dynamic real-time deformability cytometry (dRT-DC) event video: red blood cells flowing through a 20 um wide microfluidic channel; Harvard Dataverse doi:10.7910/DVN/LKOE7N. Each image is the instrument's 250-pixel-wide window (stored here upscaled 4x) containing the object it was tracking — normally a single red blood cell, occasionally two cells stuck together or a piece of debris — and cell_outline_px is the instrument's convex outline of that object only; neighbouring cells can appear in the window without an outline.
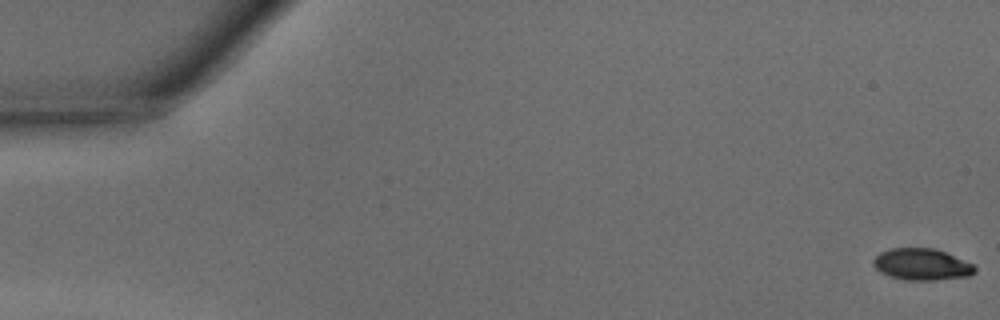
{"species": "common noctule bat (a hibernating species)", "species_latin": "Nyctalus noctula", "temperature_condition": "warm", "stored_images_in_passage": 39, "camera_frame_rate_fps": 3000, "um_per_image_px": 0.085, "animal": {"sex": "male", "body_mass_g": 15.6}, "frame": {"image": 1, "passage_image": 1, "time_ms": 0.0, "image_size_px": [1000, 320], "cell_outline_px": [[976, 272], [968, 276], [936, 280], [904, 280], [880, 272], [872, 264], [872, 260], [880, 252], [888, 248], [936, 248], [972, 264], [976, 268]], "centroid_in_image_um": [78.32, 22.47], "position_along_channel_um": 6.7, "area_um2": 18.67}}
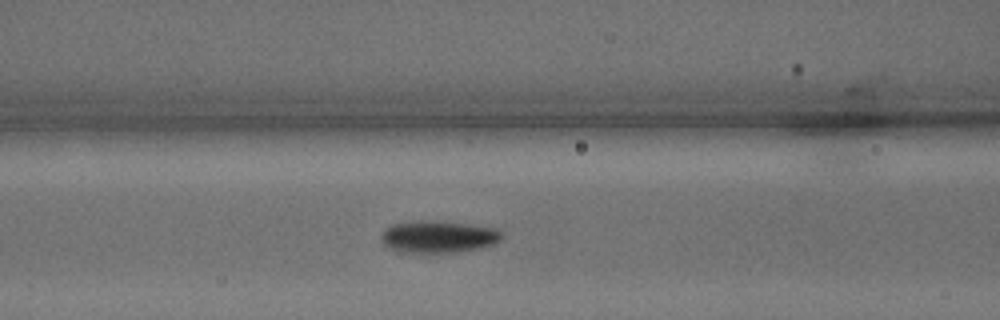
{"frame": {"image": 2, "passage_image": 20, "time_ms": 6.333, "image_size_px": [1000, 320], "cell_outline_px": [[504, 236], [500, 240], [492, 244], [480, 248], [456, 252], [400, 252], [388, 248], [380, 240], [380, 236], [384, 228], [392, 224], [416, 220], [436, 220], [496, 228]], "centroid_in_image_um": [37.2, 20.11], "position_along_channel_um": 129.4, "area_um2": 22.72}}
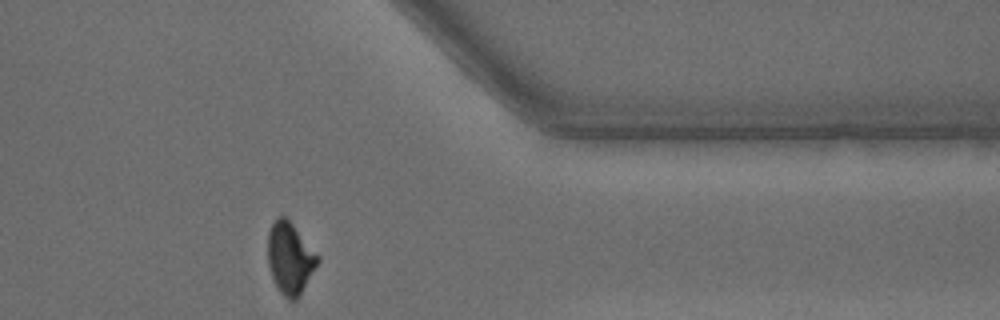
{"frame": {"image": 3, "passage_image": 39, "time_ms": 12.667, "image_size_px": [1000, 320], "cell_outline_px": [[320, 260], [300, 296], [296, 300], [288, 300], [280, 292], [272, 276], [268, 264], [268, 232], [276, 216], [284, 216], [292, 224], [320, 256]], "centroid_in_image_um": [24.66, 21.96], "position_along_channel_um": 386.7, "area_um2": 20.75}, "authors_computed_cell_mechanics": {"area_um2": 21.3282, "velocity_mm_per_s": 4.2949, "shape_relaxation_time_tau1_ms": 2.7879, "shape_relaxation_time_tau2_ms": 2.5424, "deformation_change_tau1": 0.1394, "deformation_change_tau2": 0.0633}}